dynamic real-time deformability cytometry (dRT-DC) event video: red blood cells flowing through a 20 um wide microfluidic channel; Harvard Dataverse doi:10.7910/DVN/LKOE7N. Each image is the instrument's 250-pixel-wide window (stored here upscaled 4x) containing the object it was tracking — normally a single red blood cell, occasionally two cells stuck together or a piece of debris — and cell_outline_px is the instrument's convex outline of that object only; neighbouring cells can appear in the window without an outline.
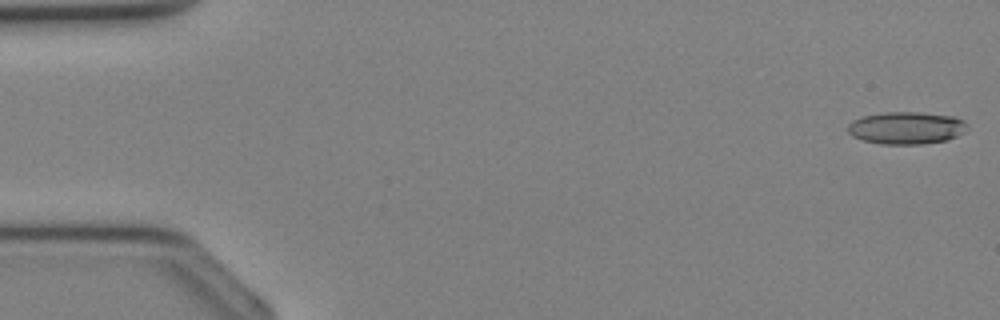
{"species": "Egyptian fruit bat (a non-hibernating species)", "species_latin": "Rousettus aegyptiacus", "temperature_condition": "cold", "stored_images_in_passage": 35, "camera_frame_rate_fps": 3000, "um_per_image_px": 0.085, "animal": {"sex": "female"}, "frame": {"image": 1, "passage_image": 1, "time_ms": 0.0, "image_size_px": [1000, 320], "cell_outline_px": [[968, 128], [956, 136], [944, 140], [920, 144], [880, 144], [864, 140], [852, 136], [848, 132], [848, 124], [852, 120], [860, 116], [880, 112], [920, 112], [956, 116], [964, 120]], "centroid_in_image_um": [77.0, 10.85], "position_along_channel_um": 8.0, "area_um2": 22.66}}
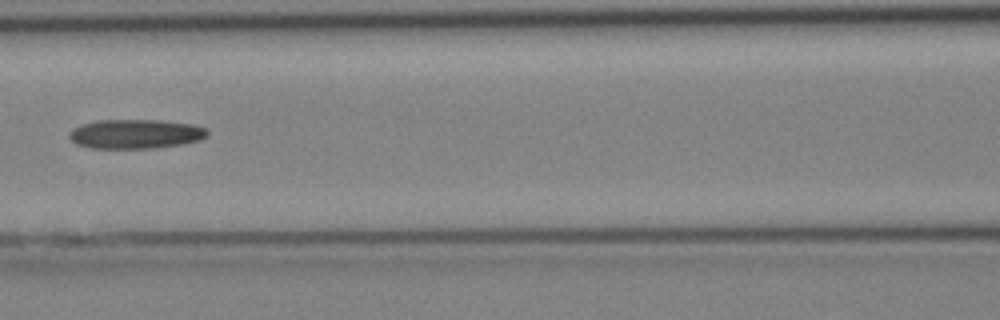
{"frame": {"image": 2, "passage_image": 16, "time_ms": 5.0, "image_size_px": [1000, 320], "cell_outline_px": [[208, 136], [200, 140], [180, 144], [152, 148], [88, 148], [76, 144], [68, 136], [76, 128], [84, 124], [100, 120], [156, 120], [192, 124], [204, 128], [208, 132]], "centroid_in_image_um": [11.54, 11.39], "position_along_channel_um": 155.1, "area_um2": 23.24}}
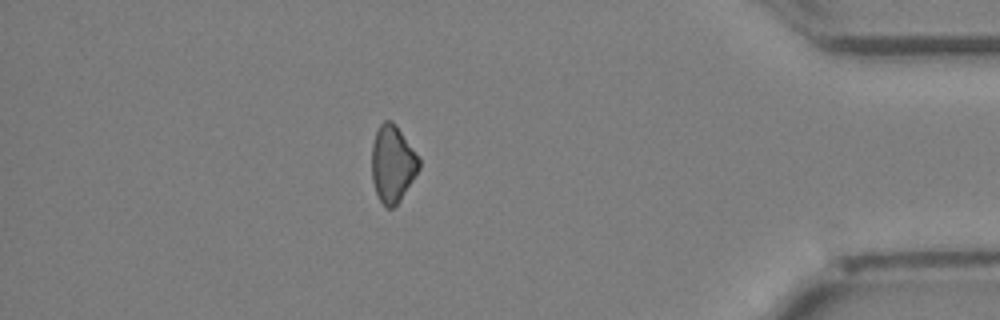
{"frame": {"image": 3, "passage_image": 31, "time_ms": 10.0, "image_size_px": [1000, 320], "cell_outline_px": [[420, 168], [400, 200], [392, 208], [388, 208], [380, 200], [376, 192], [372, 180], [372, 144], [376, 132], [380, 124], [384, 120], [392, 120], [396, 124], [420, 160]], "centroid_in_image_um": [33.36, 13.9], "position_along_channel_um": 401.8, "area_um2": 20.92}}